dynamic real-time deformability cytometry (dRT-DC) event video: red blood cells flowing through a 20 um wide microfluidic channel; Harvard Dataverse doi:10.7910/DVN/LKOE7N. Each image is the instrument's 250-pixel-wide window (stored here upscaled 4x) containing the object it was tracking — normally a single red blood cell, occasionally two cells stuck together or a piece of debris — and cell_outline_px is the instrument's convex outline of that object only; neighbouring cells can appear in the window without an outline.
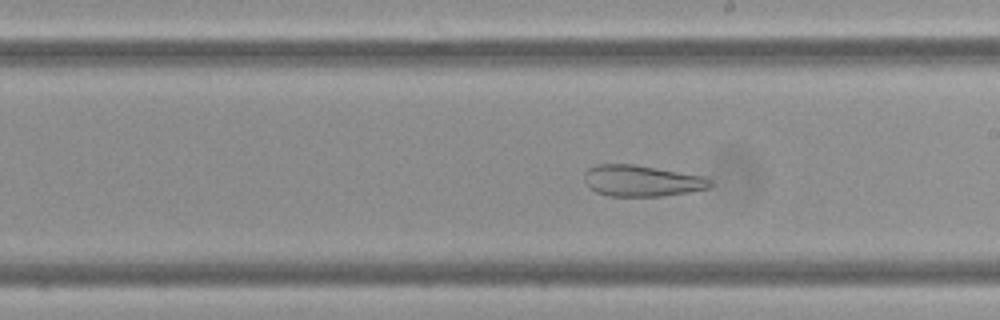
{"species": "Egyptian fruit bat (a non-hibernating species)", "species_latin": "Rousettus aegyptiacus", "temperature_condition": "cold", "stored_images_in_passage": 59, "camera_frame_rate_fps": 3000, "um_per_image_px": 0.085, "frame": {"image": 1, "passage_image": 34, "time_ms": 11.0, "image_size_px": [1000, 320], "cell_outline_px": [[712, 184], [708, 188], [688, 192], [660, 196], [608, 196], [596, 192], [588, 188], [584, 180], [584, 172], [588, 168], [596, 164], [636, 164], [708, 176], [712, 180]], "centroid_in_image_um": [54.55, 15.35], "position_along_channel_um": 234.4, "area_um2": 23.35}}
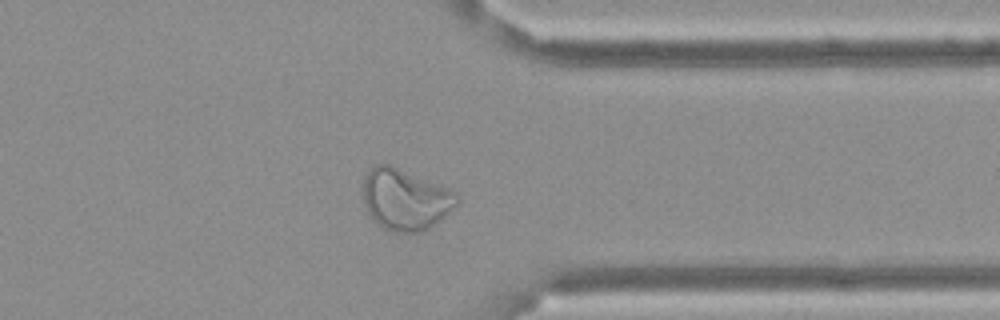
{"frame": {"image": 2, "passage_image": 47, "time_ms": 15.333, "image_size_px": [1000, 320], "cell_outline_px": [[460, 200], [440, 220], [428, 228], [420, 232], [392, 232], [384, 228], [368, 212], [364, 204], [364, 176], [376, 164], [392, 164], [448, 188], [456, 192]], "centroid_in_image_um": [34.46, 16.93], "position_along_channel_um": 376.9, "area_um2": 33.18}}
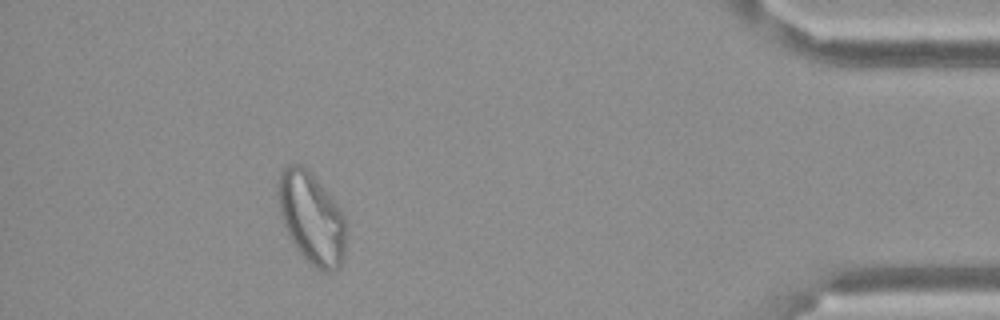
{"frame": {"image": 3, "passage_image": 54, "time_ms": 17.667, "image_size_px": [1000, 320], "cell_outline_px": [[344, 256], [340, 264], [332, 272], [320, 272], [300, 252], [288, 236], [280, 212], [276, 192], [276, 184], [280, 172], [288, 164], [300, 164], [316, 180], [340, 208], [344, 216]], "centroid_in_image_um": [26.44, 18.53], "position_along_channel_um": 408.8, "area_um2": 35.66}}